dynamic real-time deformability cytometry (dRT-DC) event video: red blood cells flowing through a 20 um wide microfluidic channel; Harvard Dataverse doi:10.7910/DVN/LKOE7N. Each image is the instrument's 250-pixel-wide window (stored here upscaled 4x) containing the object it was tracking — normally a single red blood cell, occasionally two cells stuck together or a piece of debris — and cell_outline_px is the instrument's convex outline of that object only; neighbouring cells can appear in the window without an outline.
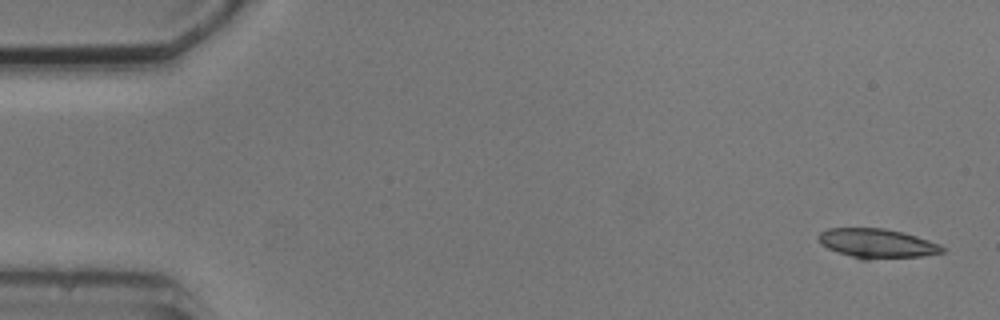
{"species": "common noctule bat (a hibernating species)", "species_latin": "Nyctalus noctula", "temperature_condition": "cold", "stored_images_in_passage": 5, "camera_frame_rate_fps": 3000, "um_per_image_px": 0.085, "animal": {"sex": "male", "body_mass_g": 20.5, "forearm_length_mm": 52.5}, "frame": {"image": 1, "passage_image": 1, "time_ms": 0.0, "image_size_px": [1000, 320], "cell_outline_px": [[944, 252], [920, 256], [868, 260], [860, 260], [836, 252], [820, 244], [816, 236], [820, 232], [828, 228], [884, 228], [904, 232], [940, 244], [944, 248]], "centroid_in_image_um": [74.5, 20.69], "position_along_channel_um": 10.5, "area_um2": 21.44}}
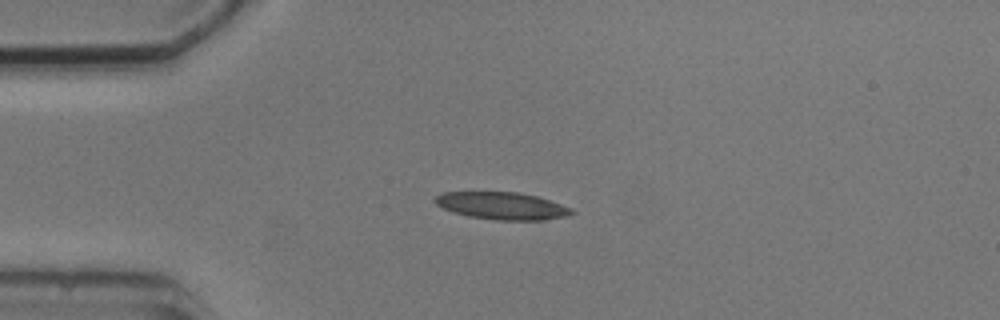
{"frame": {"image": 2, "passage_image": 4, "time_ms": 3.667, "image_size_px": [1000, 320], "cell_outline_px": [[576, 212], [564, 216], [544, 220], [496, 220], [468, 216], [452, 212], [436, 204], [432, 200], [440, 192], [516, 192], [536, 196], [572, 208]], "centroid_in_image_um": [42.63, 17.49], "position_along_channel_um": 42.4, "area_um2": 21.68}}